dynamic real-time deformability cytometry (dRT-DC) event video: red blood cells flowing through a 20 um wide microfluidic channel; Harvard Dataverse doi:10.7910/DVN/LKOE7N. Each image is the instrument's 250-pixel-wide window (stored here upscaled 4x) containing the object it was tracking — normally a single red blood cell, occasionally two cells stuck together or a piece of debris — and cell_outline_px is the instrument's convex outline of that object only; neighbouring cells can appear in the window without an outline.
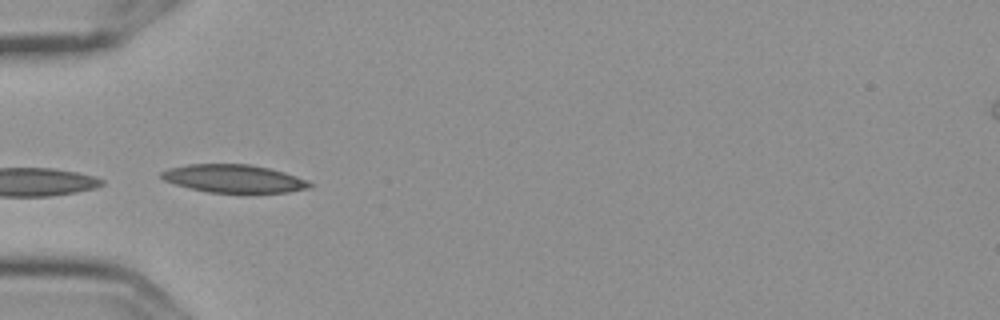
{"species": "Egyptian fruit bat (a non-hibernating species)", "species_latin": "Rousettus aegyptiacus", "temperature_condition": "cold", "stored_images_in_passage": 8, "camera_frame_rate_fps": 3000, "um_per_image_px": 0.085, "frame": {"image": 1, "passage_image": 5, "time_ms": 1.333, "image_size_px": [1000, 320], "cell_outline_px": [[312, 188], [288, 192], [208, 192], [188, 188], [164, 180], [160, 176], [160, 172], [168, 168], [188, 164], [248, 164], [268, 168], [284, 172], [308, 180], [312, 184]], "centroid_in_image_um": [19.87, 15.18], "position_along_channel_um": 65.1, "area_um2": 24.1}}
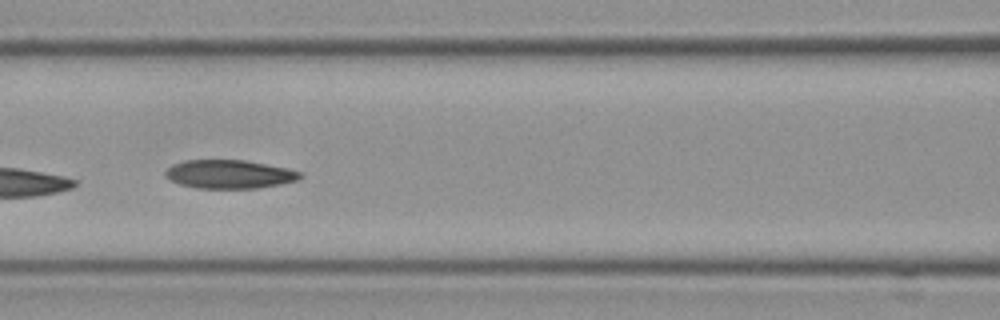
{"frame": {"image": 2, "passage_image": 7, "time_ms": 2.0, "image_size_px": [1000, 320], "cell_outline_px": [[304, 176], [296, 180], [280, 184], [256, 188], [196, 188], [180, 184], [164, 176], [164, 172], [172, 164], [184, 160], [244, 160], [284, 168], [300, 172]], "centroid_in_image_um": [19.44, 14.81], "position_along_channel_um": 147.2, "area_um2": 22.2}}